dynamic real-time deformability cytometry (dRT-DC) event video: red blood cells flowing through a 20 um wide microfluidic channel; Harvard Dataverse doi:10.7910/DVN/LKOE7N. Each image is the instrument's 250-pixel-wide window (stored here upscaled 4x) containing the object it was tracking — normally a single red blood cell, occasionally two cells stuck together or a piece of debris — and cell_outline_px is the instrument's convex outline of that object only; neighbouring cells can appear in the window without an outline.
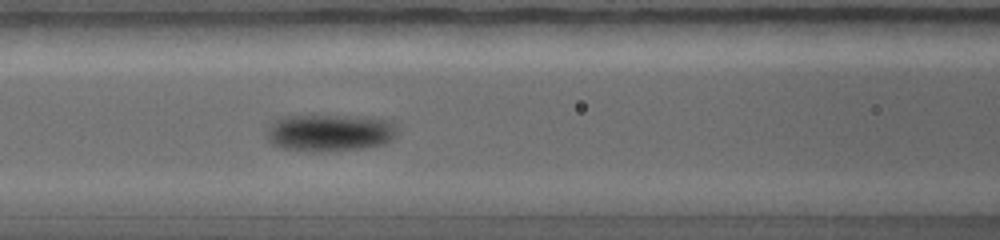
{"species": "common noctule bat (a hibernating species)", "species_latin": "Nyctalus noctula", "temperature_condition": "warm", "stored_images_in_passage": 10, "camera_frame_rate_fps": 5000, "um_per_image_px": 0.085, "animal": {"sex": "female", "body_mass_g": 19.0, "forearm_length_mm": 56.7}, "frame": {"image": 1, "passage_image": 6, "time_ms": 3.6, "image_size_px": [1000, 240], "cell_outline_px": [[396, 136], [380, 144], [364, 148], [336, 152], [308, 152], [280, 148], [272, 144], [264, 136], [264, 132], [276, 120], [288, 116], [328, 116], [384, 120], [392, 124], [396, 128]], "centroid_in_image_um": [27.9, 11.34], "position_along_channel_um": 138.7, "area_um2": 27.92}}
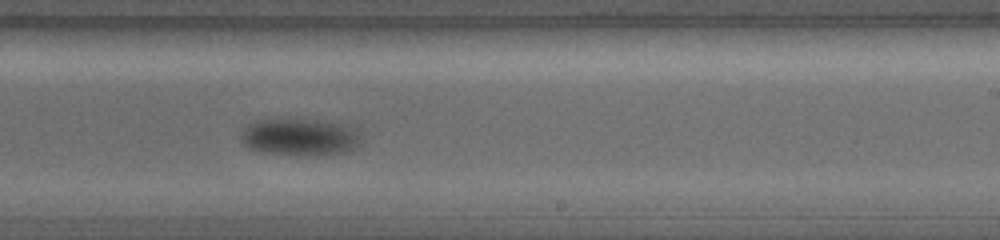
{"frame": {"image": 2, "passage_image": 9, "time_ms": 5.8, "image_size_px": [1000, 240], "cell_outline_px": [[360, 144], [356, 148], [348, 152], [324, 156], [300, 156], [264, 152], [248, 148], [240, 140], [240, 132], [248, 124], [264, 120], [304, 120], [336, 124], [356, 128], [360, 136]], "centroid_in_image_um": [25.49, 11.71], "position_along_channel_um": 263.5, "area_um2": 25.95}}
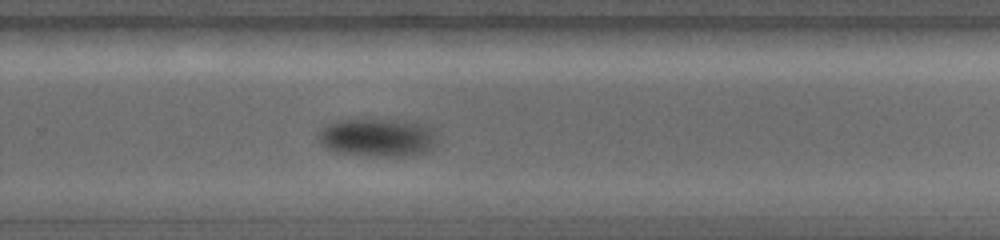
{"frame": {"image": 3, "passage_image": 10, "time_ms": 6.4, "image_size_px": [1000, 240], "cell_outline_px": [[436, 144], [432, 148], [424, 152], [404, 156], [372, 156], [332, 152], [324, 148], [320, 140], [320, 128], [344, 120], [396, 120], [416, 124], [432, 128], [436, 136]], "centroid_in_image_um": [32.08, 11.72], "position_along_channel_um": 297.7, "area_um2": 25.95}}